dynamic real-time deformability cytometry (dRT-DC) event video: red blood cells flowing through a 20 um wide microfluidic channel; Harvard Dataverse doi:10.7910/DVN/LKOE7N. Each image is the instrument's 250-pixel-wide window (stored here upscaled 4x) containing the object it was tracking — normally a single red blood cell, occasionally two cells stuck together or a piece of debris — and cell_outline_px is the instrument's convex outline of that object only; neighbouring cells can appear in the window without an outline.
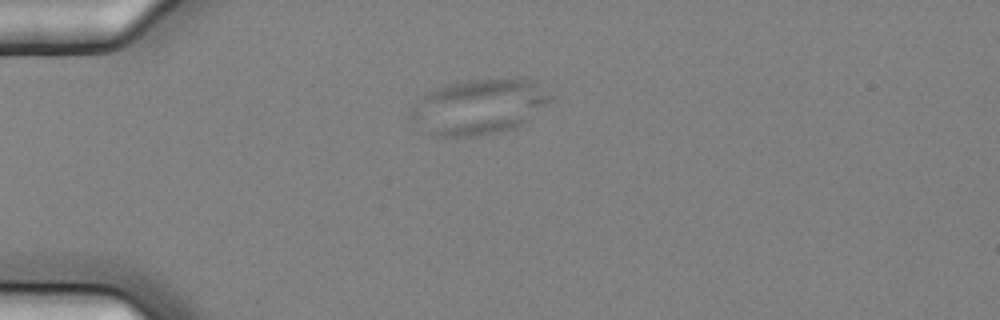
{"species": "common noctule bat (a hibernating species)", "species_latin": "Nyctalus noctula", "temperature_condition": "cold", "stored_images_in_passage": 6, "camera_frame_rate_fps": 3000, "um_per_image_px": 0.085, "animal": {"sex": "female", "body_mass_g": 25.1}, "frame": {"image": 1, "passage_image": 4, "time_ms": 1.0, "image_size_px": [1000, 320], "cell_outline_px": [[556, 100], [528, 120], [516, 128], [476, 136], [436, 136], [424, 132], [412, 116], [412, 108], [424, 92], [448, 84], [468, 80], [512, 76], [524, 76], [532, 80], [556, 96]], "centroid_in_image_um": [40.83, 9.02], "position_along_channel_um": 44.2, "area_um2": 45.89}}